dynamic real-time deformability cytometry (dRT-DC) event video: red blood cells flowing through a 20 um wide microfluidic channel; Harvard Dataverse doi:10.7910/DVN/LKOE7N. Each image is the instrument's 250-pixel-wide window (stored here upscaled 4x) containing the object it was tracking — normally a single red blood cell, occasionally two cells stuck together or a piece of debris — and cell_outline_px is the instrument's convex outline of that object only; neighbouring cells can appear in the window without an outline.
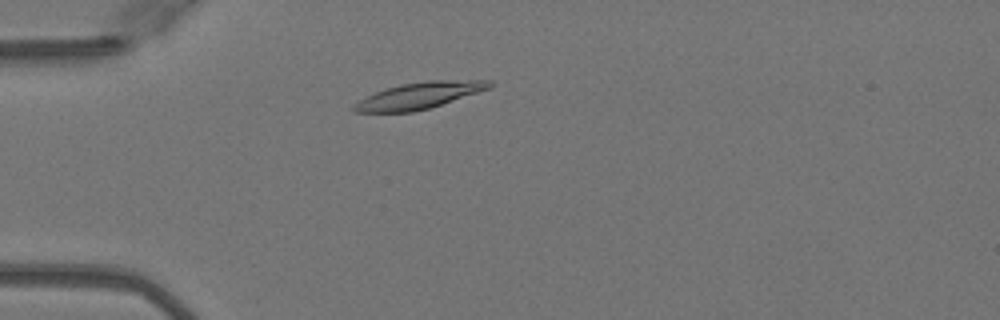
{"species": "Egyptian fruit bat (a non-hibernating species)", "species_latin": "Rousettus aegyptiacus", "temperature_condition": "warm", "stored_images_in_passage": 40, "camera_frame_rate_fps": 3000, "um_per_image_px": 0.085, "animal": {"sex": "female"}, "frame": {"image": 1, "passage_image": 6, "time_ms": 1.667, "image_size_px": [1000, 320], "cell_outline_px": [[496, 84], [492, 88], [428, 108], [412, 112], [356, 112], [352, 108], [360, 100], [376, 92], [400, 84], [428, 80], [492, 80]], "centroid_in_image_um": [35.73, 8.1], "position_along_channel_um": 49.3, "area_um2": 20.69}}
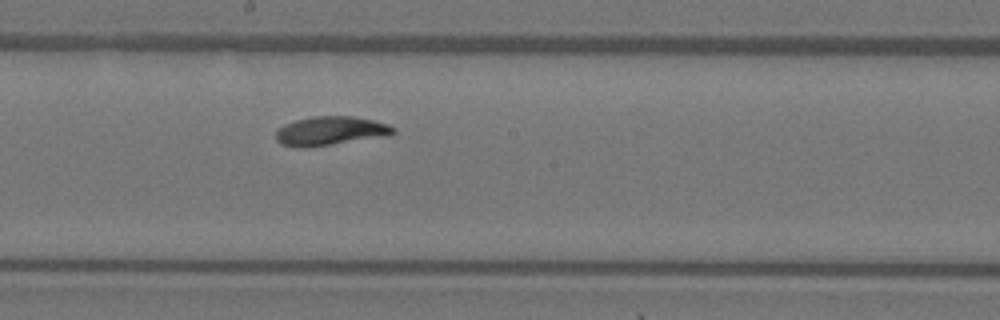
{"frame": {"image": 2, "passage_image": 20, "time_ms": 6.333, "image_size_px": [1000, 320], "cell_outline_px": [[396, 132], [392, 136], [328, 144], [280, 144], [276, 140], [276, 128], [284, 124], [296, 120], [312, 116], [352, 116], [372, 120], [388, 124], [396, 128]], "centroid_in_image_um": [28.18, 11.08], "position_along_channel_um": 220.0, "area_um2": 19.19}}
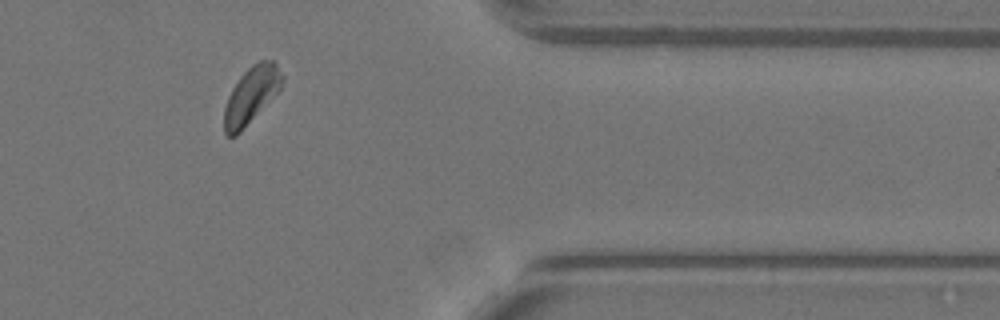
{"frame": {"image": 3, "passage_image": 34, "time_ms": 11.0, "image_size_px": [1000, 320], "cell_outline_px": [[284, 76], [280, 88], [240, 132], [236, 136], [224, 136], [224, 108], [228, 96], [232, 88], [240, 76], [252, 64], [260, 60], [272, 60], [276, 64]], "centroid_in_image_um": [21.32, 8.08], "position_along_channel_um": 390.1, "area_um2": 18.79}, "authors_computed_cell_mechanics": {"area_um2": 19.3919, "velocity_mm_per_s": 4.0211, "shape_relaxation_time_tau1_ms": 2.7794, "shape_relaxation_time_tau2_ms": null, "deformation_change_tau1": 0.1284, "deformation_change_tau2": null}}